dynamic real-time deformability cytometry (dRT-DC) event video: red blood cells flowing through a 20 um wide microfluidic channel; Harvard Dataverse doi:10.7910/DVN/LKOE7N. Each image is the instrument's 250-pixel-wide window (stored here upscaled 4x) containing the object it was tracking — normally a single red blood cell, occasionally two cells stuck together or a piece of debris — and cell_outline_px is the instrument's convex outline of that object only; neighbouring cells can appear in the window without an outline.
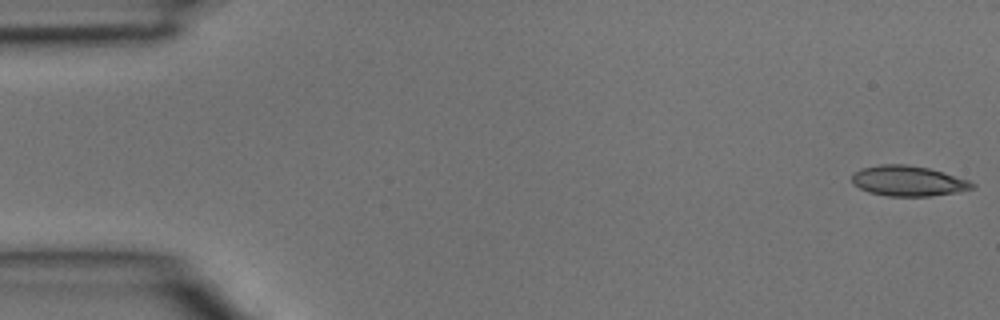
{"species": "common noctule bat (a hibernating species)", "species_latin": "Nyctalus noctula", "temperature_condition": "room temperature", "stored_images_in_passage": 4, "camera_frame_rate_fps": 3000, "um_per_image_px": 0.085, "animal": {"sex": "male", "body_mass_g": 15.6}, "frame": {"image": 1, "passage_image": 1, "time_ms": 0.0, "image_size_px": [1000, 320], "cell_outline_px": [[976, 188], [956, 192], [932, 196], [888, 196], [868, 192], [852, 184], [852, 176], [856, 172], [864, 168], [880, 164], [904, 164], [928, 168], [968, 180], [976, 184]], "centroid_in_image_um": [77.2, 15.39], "position_along_channel_um": 7.8, "area_um2": 21.1}}
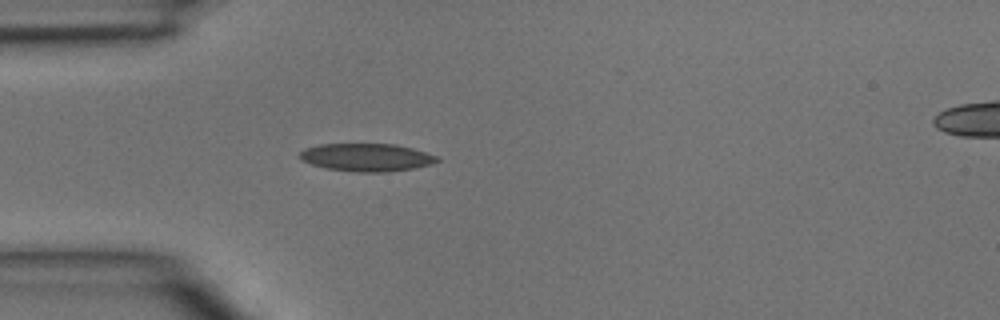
{"frame": {"image": 2, "passage_image": 4, "time_ms": 1.0, "image_size_px": [1000, 320], "cell_outline_px": [[440, 160], [432, 164], [412, 168], [384, 172], [356, 172], [328, 168], [312, 164], [300, 160], [300, 152], [304, 148], [320, 144], [396, 144], [412, 148], [436, 156]], "centroid_in_image_um": [31.14, 13.37], "position_along_channel_um": 53.9, "area_um2": 22.08}}